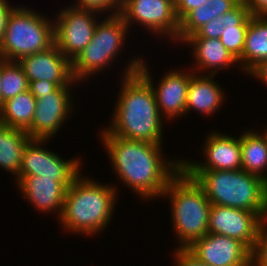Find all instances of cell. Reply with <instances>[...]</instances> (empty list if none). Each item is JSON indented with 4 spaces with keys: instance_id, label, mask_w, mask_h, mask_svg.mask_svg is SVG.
Here are the masks:
<instances>
[{
    "instance_id": "1",
    "label": "cell",
    "mask_w": 267,
    "mask_h": 266,
    "mask_svg": "<svg viewBox=\"0 0 267 266\" xmlns=\"http://www.w3.org/2000/svg\"><path fill=\"white\" fill-rule=\"evenodd\" d=\"M99 136L117 180L141 200L160 199L169 182L182 170L181 157H164L162 144L113 134Z\"/></svg>"
},
{
    "instance_id": "2",
    "label": "cell",
    "mask_w": 267,
    "mask_h": 266,
    "mask_svg": "<svg viewBox=\"0 0 267 266\" xmlns=\"http://www.w3.org/2000/svg\"><path fill=\"white\" fill-rule=\"evenodd\" d=\"M142 56L126 63L120 90L108 127L99 134H113L130 140L163 143V117L159 113L155 94L149 82L137 71Z\"/></svg>"
},
{
    "instance_id": "3",
    "label": "cell",
    "mask_w": 267,
    "mask_h": 266,
    "mask_svg": "<svg viewBox=\"0 0 267 266\" xmlns=\"http://www.w3.org/2000/svg\"><path fill=\"white\" fill-rule=\"evenodd\" d=\"M80 173L67 188L59 225L65 232L79 235L101 234L112 220L118 199V187L96 182Z\"/></svg>"
},
{
    "instance_id": "4",
    "label": "cell",
    "mask_w": 267,
    "mask_h": 266,
    "mask_svg": "<svg viewBox=\"0 0 267 266\" xmlns=\"http://www.w3.org/2000/svg\"><path fill=\"white\" fill-rule=\"evenodd\" d=\"M211 204L240 208L267 221V181L244 170H184Z\"/></svg>"
},
{
    "instance_id": "5",
    "label": "cell",
    "mask_w": 267,
    "mask_h": 266,
    "mask_svg": "<svg viewBox=\"0 0 267 266\" xmlns=\"http://www.w3.org/2000/svg\"><path fill=\"white\" fill-rule=\"evenodd\" d=\"M169 198L172 227L178 245L186 249L208 233L211 203L204 190L183 169L169 182L161 198Z\"/></svg>"
},
{
    "instance_id": "6",
    "label": "cell",
    "mask_w": 267,
    "mask_h": 266,
    "mask_svg": "<svg viewBox=\"0 0 267 266\" xmlns=\"http://www.w3.org/2000/svg\"><path fill=\"white\" fill-rule=\"evenodd\" d=\"M37 10L18 6L9 14L0 42V55L7 61L39 53L54 44V21Z\"/></svg>"
},
{
    "instance_id": "7",
    "label": "cell",
    "mask_w": 267,
    "mask_h": 266,
    "mask_svg": "<svg viewBox=\"0 0 267 266\" xmlns=\"http://www.w3.org/2000/svg\"><path fill=\"white\" fill-rule=\"evenodd\" d=\"M129 27L120 14L107 15L98 21L90 43L75 57L72 63V74L79 84L91 79L103 69L115 65L112 63L125 49ZM126 40V41H125ZM125 44V45H124ZM122 49V50H121ZM121 51V52H120Z\"/></svg>"
},
{
    "instance_id": "8",
    "label": "cell",
    "mask_w": 267,
    "mask_h": 266,
    "mask_svg": "<svg viewBox=\"0 0 267 266\" xmlns=\"http://www.w3.org/2000/svg\"><path fill=\"white\" fill-rule=\"evenodd\" d=\"M120 15L129 30L133 24L140 25L157 39L162 36L178 44L179 20L174 0H122Z\"/></svg>"
},
{
    "instance_id": "9",
    "label": "cell",
    "mask_w": 267,
    "mask_h": 266,
    "mask_svg": "<svg viewBox=\"0 0 267 266\" xmlns=\"http://www.w3.org/2000/svg\"><path fill=\"white\" fill-rule=\"evenodd\" d=\"M56 16L53 18L54 44L72 62L92 40L100 13L69 5Z\"/></svg>"
},
{
    "instance_id": "10",
    "label": "cell",
    "mask_w": 267,
    "mask_h": 266,
    "mask_svg": "<svg viewBox=\"0 0 267 266\" xmlns=\"http://www.w3.org/2000/svg\"><path fill=\"white\" fill-rule=\"evenodd\" d=\"M50 139H30L24 147L17 176H41L54 181H73L82 172V161L76 157L63 159L46 148ZM49 149V150H48Z\"/></svg>"
},
{
    "instance_id": "11",
    "label": "cell",
    "mask_w": 267,
    "mask_h": 266,
    "mask_svg": "<svg viewBox=\"0 0 267 266\" xmlns=\"http://www.w3.org/2000/svg\"><path fill=\"white\" fill-rule=\"evenodd\" d=\"M148 64L142 58L137 71L151 85L160 115L169 122L176 121L175 119H178V117L180 119L186 114L188 87L194 72L190 68H186V70L183 68L181 71L180 68L176 70L173 67V69L165 72L166 74H163L157 84L155 81L153 82L154 75H152Z\"/></svg>"
},
{
    "instance_id": "12",
    "label": "cell",
    "mask_w": 267,
    "mask_h": 266,
    "mask_svg": "<svg viewBox=\"0 0 267 266\" xmlns=\"http://www.w3.org/2000/svg\"><path fill=\"white\" fill-rule=\"evenodd\" d=\"M71 89L74 87L59 86L53 93L36 98L32 125L26 131L31 139L52 140L62 129L76 109Z\"/></svg>"
},
{
    "instance_id": "13",
    "label": "cell",
    "mask_w": 267,
    "mask_h": 266,
    "mask_svg": "<svg viewBox=\"0 0 267 266\" xmlns=\"http://www.w3.org/2000/svg\"><path fill=\"white\" fill-rule=\"evenodd\" d=\"M263 223L264 221L254 212L212 204L208 233L237 239L252 251Z\"/></svg>"
},
{
    "instance_id": "14",
    "label": "cell",
    "mask_w": 267,
    "mask_h": 266,
    "mask_svg": "<svg viewBox=\"0 0 267 266\" xmlns=\"http://www.w3.org/2000/svg\"><path fill=\"white\" fill-rule=\"evenodd\" d=\"M206 135L202 144L204 161L182 159L183 170H241L242 157L239 136L212 131ZM203 162V163H202Z\"/></svg>"
},
{
    "instance_id": "15",
    "label": "cell",
    "mask_w": 267,
    "mask_h": 266,
    "mask_svg": "<svg viewBox=\"0 0 267 266\" xmlns=\"http://www.w3.org/2000/svg\"><path fill=\"white\" fill-rule=\"evenodd\" d=\"M186 250L210 266H251L252 251L241 241L224 235L207 233Z\"/></svg>"
},
{
    "instance_id": "16",
    "label": "cell",
    "mask_w": 267,
    "mask_h": 266,
    "mask_svg": "<svg viewBox=\"0 0 267 266\" xmlns=\"http://www.w3.org/2000/svg\"><path fill=\"white\" fill-rule=\"evenodd\" d=\"M28 83L36 80L54 82L59 86H76L72 74V63L66 58L58 47L53 44L48 49L24 56L18 60Z\"/></svg>"
},
{
    "instance_id": "17",
    "label": "cell",
    "mask_w": 267,
    "mask_h": 266,
    "mask_svg": "<svg viewBox=\"0 0 267 266\" xmlns=\"http://www.w3.org/2000/svg\"><path fill=\"white\" fill-rule=\"evenodd\" d=\"M20 195L39 213L56 214L60 218L63 210L67 188L73 181H54L53 178L41 176H16Z\"/></svg>"
},
{
    "instance_id": "18",
    "label": "cell",
    "mask_w": 267,
    "mask_h": 266,
    "mask_svg": "<svg viewBox=\"0 0 267 266\" xmlns=\"http://www.w3.org/2000/svg\"><path fill=\"white\" fill-rule=\"evenodd\" d=\"M181 44L192 48V60L194 58L195 61H192L194 64L190 69L195 73L218 75V70L229 69L236 64L238 66L237 59L225 48L220 39L186 38Z\"/></svg>"
},
{
    "instance_id": "19",
    "label": "cell",
    "mask_w": 267,
    "mask_h": 266,
    "mask_svg": "<svg viewBox=\"0 0 267 266\" xmlns=\"http://www.w3.org/2000/svg\"><path fill=\"white\" fill-rule=\"evenodd\" d=\"M215 76L195 72L192 74L186 102L187 116L193 110L208 118L221 110L227 95L225 89L215 81Z\"/></svg>"
},
{
    "instance_id": "20",
    "label": "cell",
    "mask_w": 267,
    "mask_h": 266,
    "mask_svg": "<svg viewBox=\"0 0 267 266\" xmlns=\"http://www.w3.org/2000/svg\"><path fill=\"white\" fill-rule=\"evenodd\" d=\"M267 60V16L252 15L249 20L239 69L247 75L262 61ZM240 64V65H239Z\"/></svg>"
},
{
    "instance_id": "21",
    "label": "cell",
    "mask_w": 267,
    "mask_h": 266,
    "mask_svg": "<svg viewBox=\"0 0 267 266\" xmlns=\"http://www.w3.org/2000/svg\"><path fill=\"white\" fill-rule=\"evenodd\" d=\"M247 130V131H246ZM240 133L242 170L267 181V142L262 133L246 129Z\"/></svg>"
},
{
    "instance_id": "22",
    "label": "cell",
    "mask_w": 267,
    "mask_h": 266,
    "mask_svg": "<svg viewBox=\"0 0 267 266\" xmlns=\"http://www.w3.org/2000/svg\"><path fill=\"white\" fill-rule=\"evenodd\" d=\"M30 139L26 131L0 123V168L14 178L19 174L24 147Z\"/></svg>"
},
{
    "instance_id": "23",
    "label": "cell",
    "mask_w": 267,
    "mask_h": 266,
    "mask_svg": "<svg viewBox=\"0 0 267 266\" xmlns=\"http://www.w3.org/2000/svg\"><path fill=\"white\" fill-rule=\"evenodd\" d=\"M36 98L29 90L2 103L0 123L27 131L32 125L35 114Z\"/></svg>"
},
{
    "instance_id": "24",
    "label": "cell",
    "mask_w": 267,
    "mask_h": 266,
    "mask_svg": "<svg viewBox=\"0 0 267 266\" xmlns=\"http://www.w3.org/2000/svg\"><path fill=\"white\" fill-rule=\"evenodd\" d=\"M29 83L22 67L18 61H7L2 57V71H1V106L18 94L28 90Z\"/></svg>"
},
{
    "instance_id": "25",
    "label": "cell",
    "mask_w": 267,
    "mask_h": 266,
    "mask_svg": "<svg viewBox=\"0 0 267 266\" xmlns=\"http://www.w3.org/2000/svg\"><path fill=\"white\" fill-rule=\"evenodd\" d=\"M214 19V11L207 4L200 5L190 11L179 22L178 43H182L187 37L193 35L199 28Z\"/></svg>"
},
{
    "instance_id": "26",
    "label": "cell",
    "mask_w": 267,
    "mask_h": 266,
    "mask_svg": "<svg viewBox=\"0 0 267 266\" xmlns=\"http://www.w3.org/2000/svg\"><path fill=\"white\" fill-rule=\"evenodd\" d=\"M219 38L225 48L238 60L243 53L248 25L225 26Z\"/></svg>"
},
{
    "instance_id": "27",
    "label": "cell",
    "mask_w": 267,
    "mask_h": 266,
    "mask_svg": "<svg viewBox=\"0 0 267 266\" xmlns=\"http://www.w3.org/2000/svg\"><path fill=\"white\" fill-rule=\"evenodd\" d=\"M74 2L75 3H73V4L70 3V4L74 7H77V8L89 9V10L96 11V12L100 13L102 15V17L106 13H107V15L120 14V10L122 7V0H76Z\"/></svg>"
},
{
    "instance_id": "28",
    "label": "cell",
    "mask_w": 267,
    "mask_h": 266,
    "mask_svg": "<svg viewBox=\"0 0 267 266\" xmlns=\"http://www.w3.org/2000/svg\"><path fill=\"white\" fill-rule=\"evenodd\" d=\"M251 266H267V221L261 226L251 254Z\"/></svg>"
},
{
    "instance_id": "29",
    "label": "cell",
    "mask_w": 267,
    "mask_h": 266,
    "mask_svg": "<svg viewBox=\"0 0 267 266\" xmlns=\"http://www.w3.org/2000/svg\"><path fill=\"white\" fill-rule=\"evenodd\" d=\"M251 16L249 8L241 1L231 11L222 15V27L225 28V26L229 25H249Z\"/></svg>"
},
{
    "instance_id": "30",
    "label": "cell",
    "mask_w": 267,
    "mask_h": 266,
    "mask_svg": "<svg viewBox=\"0 0 267 266\" xmlns=\"http://www.w3.org/2000/svg\"><path fill=\"white\" fill-rule=\"evenodd\" d=\"M223 30L225 29L222 27V15H220L218 18H214L207 24L203 25L193 35L187 38L219 39L223 33Z\"/></svg>"
},
{
    "instance_id": "31",
    "label": "cell",
    "mask_w": 267,
    "mask_h": 266,
    "mask_svg": "<svg viewBox=\"0 0 267 266\" xmlns=\"http://www.w3.org/2000/svg\"><path fill=\"white\" fill-rule=\"evenodd\" d=\"M174 255L173 266H210L198 261L193 255H191L186 249H173Z\"/></svg>"
},
{
    "instance_id": "32",
    "label": "cell",
    "mask_w": 267,
    "mask_h": 266,
    "mask_svg": "<svg viewBox=\"0 0 267 266\" xmlns=\"http://www.w3.org/2000/svg\"><path fill=\"white\" fill-rule=\"evenodd\" d=\"M208 0H174L175 13L179 22L192 10L206 4Z\"/></svg>"
},
{
    "instance_id": "33",
    "label": "cell",
    "mask_w": 267,
    "mask_h": 266,
    "mask_svg": "<svg viewBox=\"0 0 267 266\" xmlns=\"http://www.w3.org/2000/svg\"><path fill=\"white\" fill-rule=\"evenodd\" d=\"M57 88L58 86L54 82L36 80L29 82L28 90L35 98H38L40 95L53 93Z\"/></svg>"
},
{
    "instance_id": "34",
    "label": "cell",
    "mask_w": 267,
    "mask_h": 266,
    "mask_svg": "<svg viewBox=\"0 0 267 266\" xmlns=\"http://www.w3.org/2000/svg\"><path fill=\"white\" fill-rule=\"evenodd\" d=\"M241 0H208L206 4L211 6L214 11V18L231 11Z\"/></svg>"
},
{
    "instance_id": "35",
    "label": "cell",
    "mask_w": 267,
    "mask_h": 266,
    "mask_svg": "<svg viewBox=\"0 0 267 266\" xmlns=\"http://www.w3.org/2000/svg\"><path fill=\"white\" fill-rule=\"evenodd\" d=\"M7 1L8 0L0 1V42L6 30L8 16L16 7L15 5L9 4Z\"/></svg>"
},
{
    "instance_id": "36",
    "label": "cell",
    "mask_w": 267,
    "mask_h": 266,
    "mask_svg": "<svg viewBox=\"0 0 267 266\" xmlns=\"http://www.w3.org/2000/svg\"><path fill=\"white\" fill-rule=\"evenodd\" d=\"M249 8L251 15L267 16V0H241Z\"/></svg>"
},
{
    "instance_id": "37",
    "label": "cell",
    "mask_w": 267,
    "mask_h": 266,
    "mask_svg": "<svg viewBox=\"0 0 267 266\" xmlns=\"http://www.w3.org/2000/svg\"><path fill=\"white\" fill-rule=\"evenodd\" d=\"M249 77L259 80L260 83L267 86V60L262 61L249 74Z\"/></svg>"
},
{
    "instance_id": "38",
    "label": "cell",
    "mask_w": 267,
    "mask_h": 266,
    "mask_svg": "<svg viewBox=\"0 0 267 266\" xmlns=\"http://www.w3.org/2000/svg\"><path fill=\"white\" fill-rule=\"evenodd\" d=\"M1 71H2V56L0 55V83H1ZM0 107H1V94H0Z\"/></svg>"
},
{
    "instance_id": "39",
    "label": "cell",
    "mask_w": 267,
    "mask_h": 266,
    "mask_svg": "<svg viewBox=\"0 0 267 266\" xmlns=\"http://www.w3.org/2000/svg\"><path fill=\"white\" fill-rule=\"evenodd\" d=\"M263 132H264V133H263ZM263 132H261V133L264 135L265 140H266V142H267V126H266V128L264 129Z\"/></svg>"
}]
</instances>
